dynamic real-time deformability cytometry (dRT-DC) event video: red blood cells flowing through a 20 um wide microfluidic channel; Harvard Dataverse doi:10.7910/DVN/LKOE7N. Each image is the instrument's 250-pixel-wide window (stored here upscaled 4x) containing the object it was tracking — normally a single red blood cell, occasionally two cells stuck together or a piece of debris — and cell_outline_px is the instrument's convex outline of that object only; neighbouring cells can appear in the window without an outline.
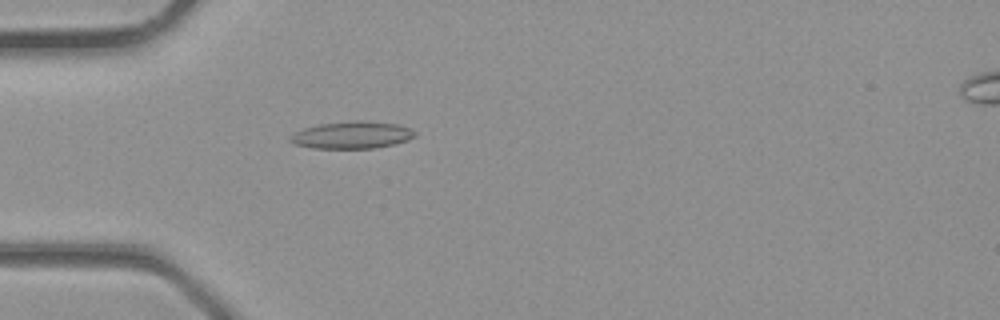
{"species": "common noctule bat (a hibernating species)", "species_latin": "Nyctalus noctula", "temperature_condition": "room temperature", "stored_images_in_passage": 5, "camera_frame_rate_fps": 3000, "um_per_image_px": 0.085, "animal": {"sex": "male", "body_mass_g": 23.1, "forearm_length_mm": 52.7}, "frame": {"image": 1, "passage_image": 4, "time_ms": 1.0, "image_size_px": [1000, 320], "cell_outline_px": [[416, 136], [408, 140], [376, 148], [312, 148], [292, 144], [288, 140], [288, 136], [304, 128], [320, 124], [356, 120], [360, 120], [396, 124], [412, 128], [416, 132]], "centroid_in_image_um": [29.9, 11.48], "position_along_channel_um": 55.1, "area_um2": 19.83}}